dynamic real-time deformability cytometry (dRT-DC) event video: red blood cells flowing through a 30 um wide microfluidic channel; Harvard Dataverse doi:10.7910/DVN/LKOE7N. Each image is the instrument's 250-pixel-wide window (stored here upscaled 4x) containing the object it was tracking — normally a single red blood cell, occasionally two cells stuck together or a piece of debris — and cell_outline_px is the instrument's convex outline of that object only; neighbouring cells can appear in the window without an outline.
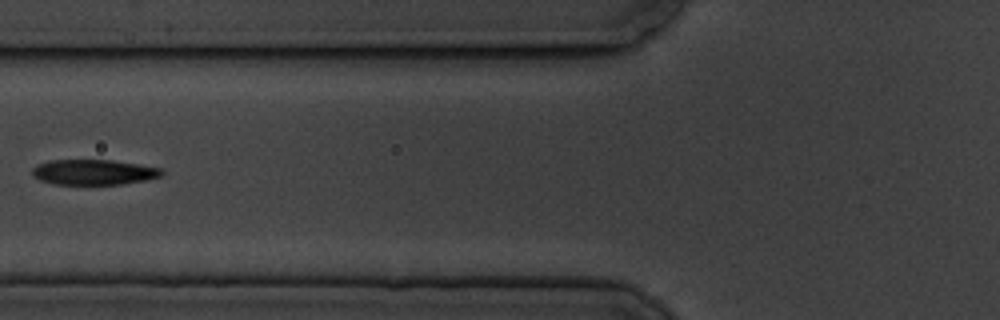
{"species": "common noctule bat (a hibernating species)", "species_latin": "Nyctalus noctula", "temperature_condition": "cold", "stored_images_in_passage": 6, "camera_frame_rate_fps": 3000, "um_per_image_px": 0.085, "animal": {"sex": "male", "body_mass_g": 19.5, "forearm_length_mm": 54.6}, "frame": {"image": 1, "passage_image": 6, "time_ms": 6.333, "image_size_px": [1000, 320], "cell_outline_px": [[164, 172], [160, 176], [148, 180], [120, 184], [52, 184], [40, 180], [32, 176], [32, 168], [36, 164], [48, 160], [112, 160], [160, 168]], "centroid_in_image_um": [7.91, 14.63], "position_along_channel_um": 117.9, "area_um2": 19.13}}